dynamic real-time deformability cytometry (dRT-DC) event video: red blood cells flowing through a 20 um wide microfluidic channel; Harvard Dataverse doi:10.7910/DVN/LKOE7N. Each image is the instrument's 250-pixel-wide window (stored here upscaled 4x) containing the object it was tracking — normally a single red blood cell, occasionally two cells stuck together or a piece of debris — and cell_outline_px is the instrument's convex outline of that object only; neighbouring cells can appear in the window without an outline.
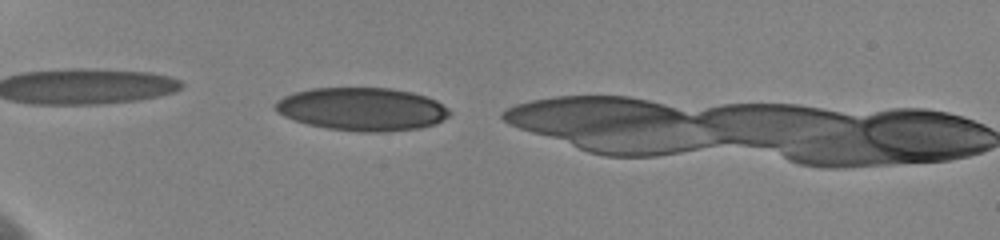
{"species": "human", "species_latin": "Homo sapiens", "temperature_condition": "cold", "stored_images_in_passage": 3, "camera_frame_rate_fps": 3000, "um_per_image_px": 0.085, "donor": {"sex": "female"}, "frame": {"image": 1, "passage_image": 2, "time_ms": 0.333, "image_size_px": [1000, 240], "cell_outline_px": [[452, 112], [448, 116], [432, 124], [420, 128], [384, 132], [360, 132], [328, 128], [308, 124], [284, 116], [276, 112], [272, 104], [276, 100], [284, 96], [296, 92], [312, 88], [392, 88], [412, 92], [436, 100], [448, 108]], "centroid_in_image_um": [30.75, 9.27], "position_along_channel_um": 54.2, "area_um2": 43.7}}